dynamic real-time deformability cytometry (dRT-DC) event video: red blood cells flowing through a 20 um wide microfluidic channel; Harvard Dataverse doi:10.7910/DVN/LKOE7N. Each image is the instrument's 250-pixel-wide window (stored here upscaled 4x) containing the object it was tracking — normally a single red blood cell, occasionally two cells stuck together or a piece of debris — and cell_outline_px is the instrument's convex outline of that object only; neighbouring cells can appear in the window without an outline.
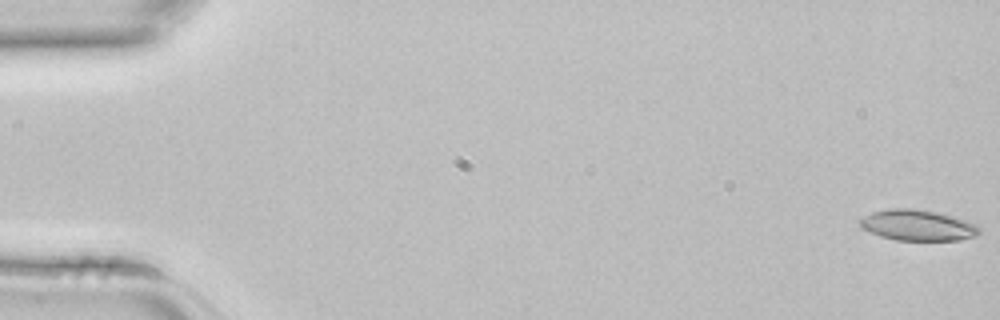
{"species": "common noctule bat (a hibernating species)", "species_latin": "Nyctalus noctula", "temperature_condition": "room temperature", "stored_images_in_passage": 3, "camera_frame_rate_fps": 3000, "um_per_image_px": 0.085, "animal": {"sex": "female", "body_mass_g": 22.7, "forearm_length_mm": 54.2}, "frame": {"image": 1, "passage_image": 1, "time_ms": 0.0, "image_size_px": [1000, 320], "cell_outline_px": [[980, 232], [976, 236], [960, 240], [896, 240], [880, 236], [860, 228], [860, 220], [864, 216], [872, 212], [888, 208], [912, 208], [940, 212], [976, 224], [980, 228]], "centroid_in_image_um": [78.0, 19.14], "position_along_channel_um": 7.0, "area_um2": 21.56}}